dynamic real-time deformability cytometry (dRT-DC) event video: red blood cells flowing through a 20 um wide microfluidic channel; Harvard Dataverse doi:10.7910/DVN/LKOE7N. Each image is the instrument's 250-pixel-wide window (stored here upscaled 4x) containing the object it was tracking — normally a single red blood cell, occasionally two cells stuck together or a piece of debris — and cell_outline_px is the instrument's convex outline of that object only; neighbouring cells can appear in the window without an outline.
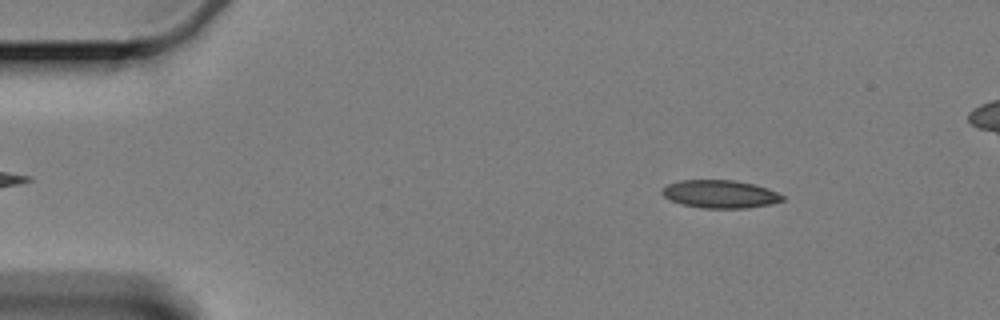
{"species": "Egyptian fruit bat (a non-hibernating species)", "species_latin": "Rousettus aegyptiacus", "temperature_condition": "cold", "stored_images_in_passage": 23, "camera_frame_rate_fps": 3000, "um_per_image_px": 0.085, "animal": {"sex": "female"}, "frame": {"image": 1, "passage_image": 6, "time_ms": 1.667, "image_size_px": [1000, 320], "cell_outline_px": [[784, 200], [768, 204], [748, 208], [704, 208], [684, 204], [672, 200], [664, 196], [660, 192], [668, 184], [680, 180], [732, 180], [752, 184], [768, 188], [784, 196]], "centroid_in_image_um": [61.21, 16.49], "position_along_channel_um": 23.8, "area_um2": 19.31}}
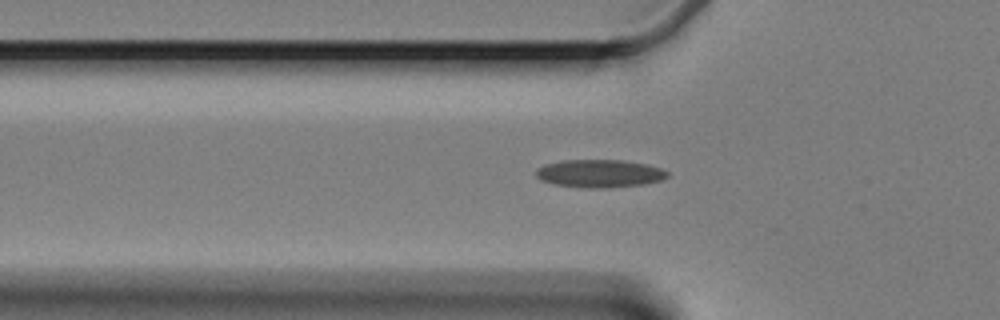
{"frame": {"image": 2, "passage_image": 17, "time_ms": 5.333, "image_size_px": [1000, 320], "cell_outline_px": [[668, 176], [660, 180], [640, 184], [608, 188], [584, 188], [556, 184], [540, 180], [536, 176], [536, 168], [544, 164], [560, 160], [620, 160], [644, 164], [660, 168], [668, 172]], "centroid_in_image_um": [50.89, 14.74], "position_along_channel_um": 74.9, "area_um2": 21.21}}
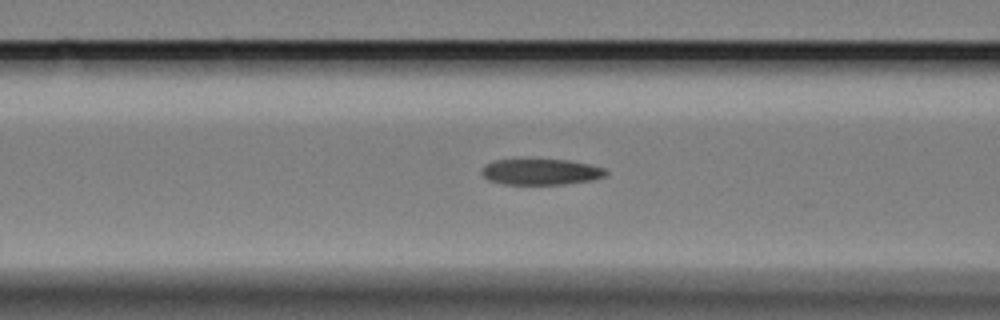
{"frame": {"image": 3, "passage_image": 21, "time_ms": 6.667, "image_size_px": [1000, 320], "cell_outline_px": [[608, 172], [604, 176], [592, 180], [564, 184], [504, 184], [488, 180], [480, 172], [488, 164], [496, 160], [568, 160], [588, 164], [604, 168]], "centroid_in_image_um": [45.99, 14.62], "position_along_channel_um": 120.6, "area_um2": 18.44}}